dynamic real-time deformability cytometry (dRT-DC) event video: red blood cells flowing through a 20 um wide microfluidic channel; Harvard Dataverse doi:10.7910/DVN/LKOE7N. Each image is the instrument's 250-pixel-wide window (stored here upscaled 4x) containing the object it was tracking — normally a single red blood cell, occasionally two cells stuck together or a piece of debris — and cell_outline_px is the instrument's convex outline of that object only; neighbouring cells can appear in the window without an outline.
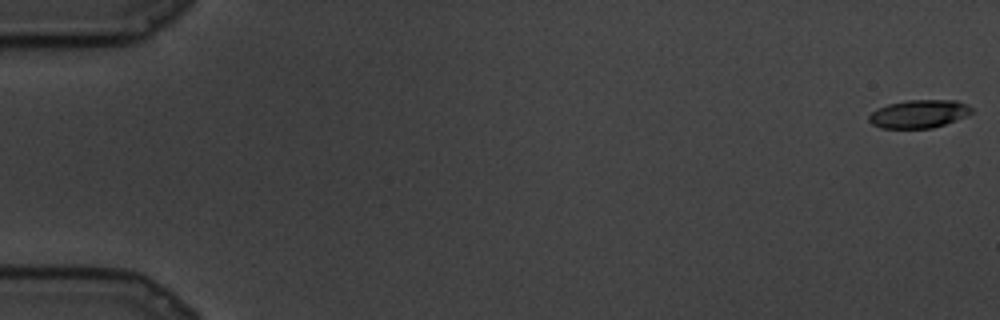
{"species": "common noctule bat (a hibernating species)", "species_latin": "Nyctalus noctula", "temperature_condition": "cold", "stored_images_in_passage": 87, "camera_frame_rate_fps": 3000, "um_per_image_px": 0.085, "animal": {"sex": "male", "body_mass_g": 19.5, "forearm_length_mm": 54.6}, "frame": {"image": 1, "passage_image": 1, "time_ms": 0.0, "image_size_px": [1000, 320], "cell_outline_px": [[972, 112], [956, 120], [932, 128], [880, 128], [872, 124], [868, 120], [868, 116], [876, 108], [888, 104], [908, 100], [956, 100], [972, 108]], "centroid_in_image_um": [78.06, 9.68], "position_along_channel_um": 6.9, "area_um2": 16.7}}
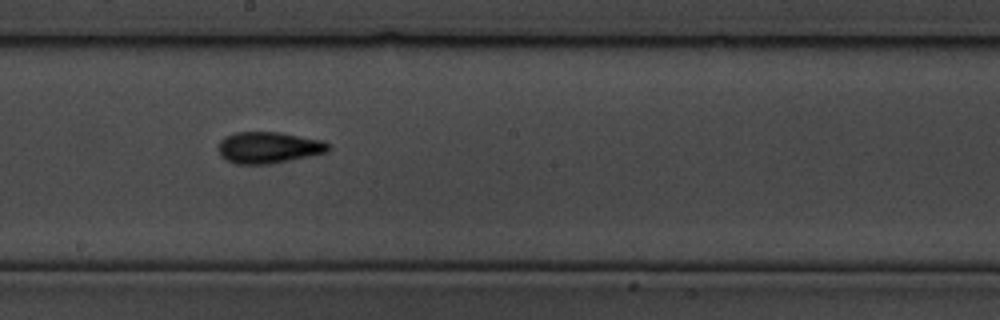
{"frame": {"image": 2, "passage_image": 49, "time_ms": 16.0, "image_size_px": [1000, 320], "cell_outline_px": [[332, 148], [324, 152], [308, 156], [268, 164], [236, 164], [220, 156], [220, 140], [224, 136], [236, 132], [280, 132], [324, 140]], "centroid_in_image_um": [22.83, 12.52], "position_along_channel_um": 225.4, "area_um2": 20.0}}
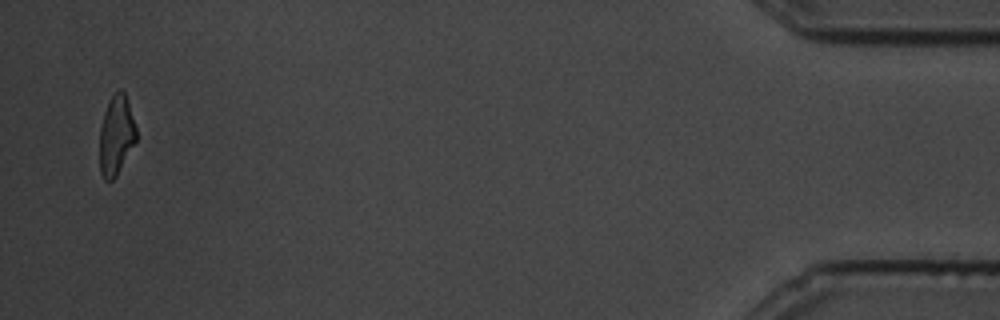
{"frame": {"image": 3, "passage_image": 85, "time_ms": 28.0, "image_size_px": [1000, 320], "cell_outline_px": [[136, 140], [116, 176], [112, 180], [104, 180], [100, 172], [100, 128], [104, 112], [108, 100], [120, 88], [124, 92], [136, 128]], "centroid_in_image_um": [9.86, 11.5], "position_along_channel_um": 425.3, "area_um2": 16.65}}